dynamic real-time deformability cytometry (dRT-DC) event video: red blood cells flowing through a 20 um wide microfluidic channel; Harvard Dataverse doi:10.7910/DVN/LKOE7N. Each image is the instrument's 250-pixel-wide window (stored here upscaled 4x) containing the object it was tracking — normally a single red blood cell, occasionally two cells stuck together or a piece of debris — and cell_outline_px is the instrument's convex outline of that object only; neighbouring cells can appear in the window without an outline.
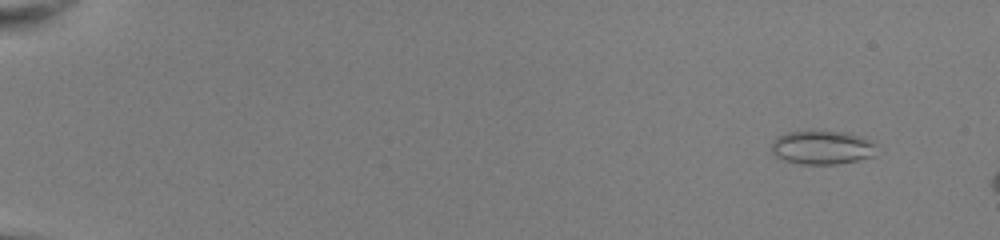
{"species": "common noctule bat (a hibernating species)", "species_latin": "Nyctalus noctula", "temperature_condition": "room temperature", "stored_images_in_passage": 9, "camera_frame_rate_fps": 3000, "um_per_image_px": 0.085, "animal": {"sex": "female", "body_mass_g": 22.0, "forearm_length_mm": 56.7}, "frame": {"image": 1, "passage_image": 4, "time_ms": 1.0, "image_size_px": [1000, 240], "cell_outline_px": [[872, 156], [856, 160], [836, 164], [800, 164], [784, 160], [776, 156], [772, 152], [772, 144], [780, 136], [792, 132], [832, 132], [852, 136], [864, 140], [872, 144]], "centroid_in_image_um": [69.76, 12.58], "position_along_channel_um": 15.2, "area_um2": 19.25}}